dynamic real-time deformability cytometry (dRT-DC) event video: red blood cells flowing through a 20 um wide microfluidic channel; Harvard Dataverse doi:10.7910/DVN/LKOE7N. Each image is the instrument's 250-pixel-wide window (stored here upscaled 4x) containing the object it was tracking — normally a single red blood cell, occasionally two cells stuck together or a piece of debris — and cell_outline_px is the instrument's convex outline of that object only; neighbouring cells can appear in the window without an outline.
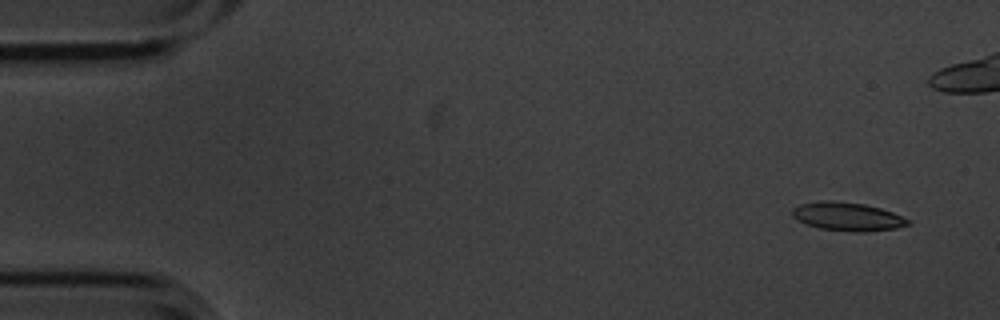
{"species": "common noctule bat (a hibernating species)", "species_latin": "Nyctalus noctula", "temperature_condition": "cold", "stored_images_in_passage": 6, "segment_of_instrument_passage": [2, 2], "camera_frame_rate_fps": 3000, "um_per_image_px": 0.085, "animal": {"sex": "male", "body_mass_g": 20.1, "forearm_length_mm": 53.5}, "frame": {"image": 1, "passage_image": 6, "time_ms": 1.667, "image_size_px": [1000, 320], "cell_outline_px": [[912, 220], [908, 224], [896, 228], [864, 232], [856, 232], [820, 228], [804, 224], [796, 220], [792, 216], [792, 208], [800, 204], [824, 200], [832, 200], [864, 204], [880, 208], [892, 212]], "centroid_in_image_um": [72.01, 18.4], "position_along_channel_um": 13.0, "area_um2": 19.25}}